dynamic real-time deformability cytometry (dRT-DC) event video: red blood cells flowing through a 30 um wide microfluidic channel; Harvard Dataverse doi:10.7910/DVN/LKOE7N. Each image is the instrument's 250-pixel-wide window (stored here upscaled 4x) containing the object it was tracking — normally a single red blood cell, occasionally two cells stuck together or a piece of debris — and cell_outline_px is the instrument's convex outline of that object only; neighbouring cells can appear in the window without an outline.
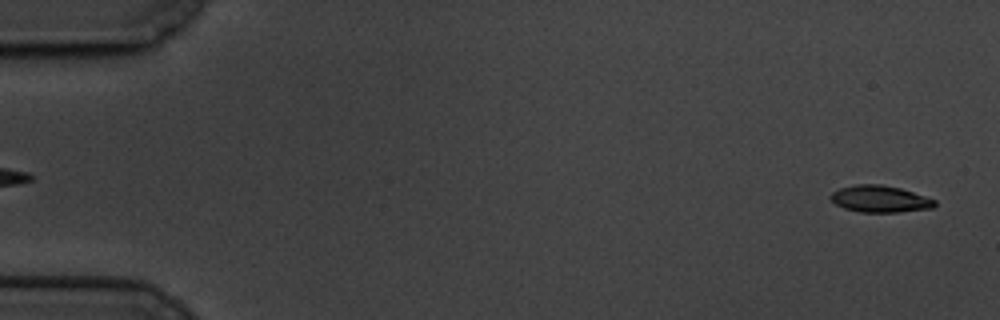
{"species": "common noctule bat (a hibernating species)", "species_latin": "Nyctalus noctula", "temperature_condition": "cold", "stored_images_in_passage": 59, "camera_frame_rate_fps": 3000, "um_per_image_px": 0.085, "animal": {"sex": "male", "body_mass_g": 19.5, "forearm_length_mm": 54.6}, "frame": {"image": 1, "passage_image": 2, "time_ms": 0.333, "image_size_px": [1000, 320], "cell_outline_px": [[936, 204], [932, 208], [900, 212], [860, 212], [844, 208], [836, 204], [828, 196], [832, 192], [840, 188], [856, 184], [880, 184], [900, 188], [936, 200]], "centroid_in_image_um": [74.78, 16.91], "position_along_channel_um": 10.2, "area_um2": 16.18}}
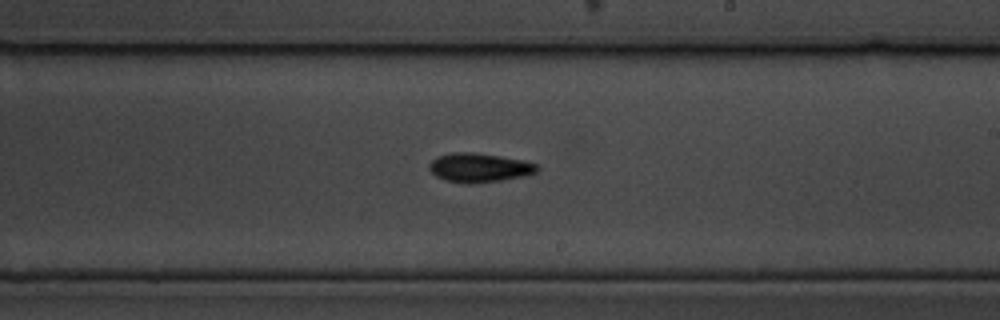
{"frame": {"image": 2, "passage_image": 35, "time_ms": 11.333, "image_size_px": [1000, 320], "cell_outline_px": [[540, 168], [536, 172], [524, 176], [500, 180], [468, 184], [464, 184], [444, 180], [436, 176], [428, 168], [428, 164], [436, 156], [452, 152], [472, 152], [500, 156], [524, 160], [536, 164]], "centroid_in_image_um": [40.7, 14.25], "position_along_channel_um": 248.3, "area_um2": 18.38}}
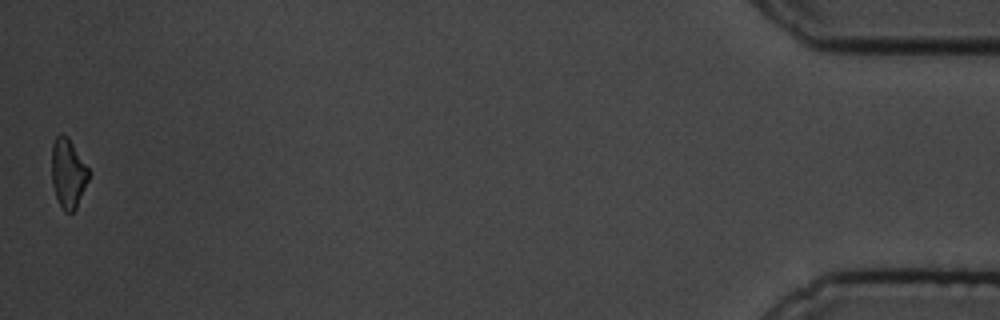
{"frame": {"image": 3, "passage_image": 59, "time_ms": 19.333, "image_size_px": [1000, 320], "cell_outline_px": [[88, 180], [76, 208], [72, 212], [64, 212], [56, 196], [52, 184], [52, 144], [56, 136], [68, 136], [88, 168]], "centroid_in_image_um": [5.77, 14.74], "position_along_channel_um": 429.4, "area_um2": 14.62}, "authors_computed_cell_mechanics": {"area_um2": 16.5886, "velocity_mm_per_s": 3.3842, "shape_relaxation_time_tau1_ms": 3.0129, "shape_relaxation_time_tau2_ms": null, "deformation_change_tau1": 0.1081, "deformation_change_tau2": null}}